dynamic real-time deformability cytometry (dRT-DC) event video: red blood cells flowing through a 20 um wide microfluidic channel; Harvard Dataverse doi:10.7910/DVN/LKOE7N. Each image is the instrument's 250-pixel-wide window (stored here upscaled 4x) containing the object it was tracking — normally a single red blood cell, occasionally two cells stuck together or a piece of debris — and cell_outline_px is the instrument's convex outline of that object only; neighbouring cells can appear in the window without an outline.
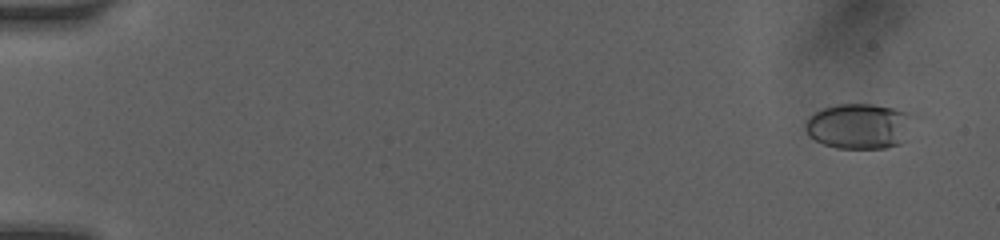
{"species": "human", "species_latin": "Homo sapiens", "temperature_condition": "room temperature", "stored_images_in_passage": 51, "camera_frame_rate_fps": 3000, "um_per_image_px": 0.085, "donor": {"sex": "female"}, "frame": {"image": 1, "passage_image": 3, "time_ms": 0.667, "image_size_px": [1000, 240], "cell_outline_px": [[920, 116], [908, 140], [900, 144], [884, 148], [836, 148], [824, 144], [808, 136], [804, 128], [804, 124], [808, 116], [824, 108], [836, 104], [872, 104], [892, 108], [908, 112]], "centroid_in_image_um": [73.15, 10.72], "position_along_channel_um": 11.9, "area_um2": 29.59}}
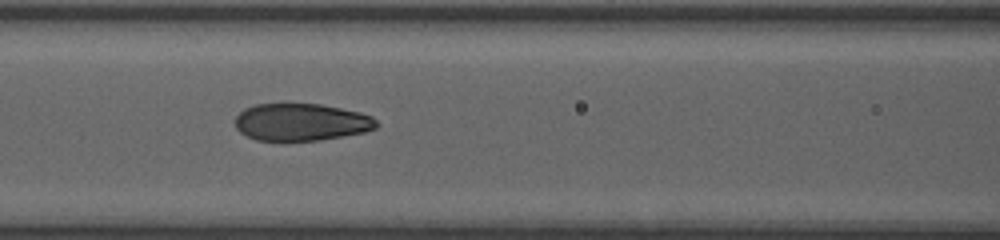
{"frame": {"image": 2, "passage_image": 24, "time_ms": 7.667, "image_size_px": [1000, 240], "cell_outline_px": [[380, 124], [376, 128], [364, 132], [320, 140], [284, 144], [256, 140], [240, 132], [236, 128], [236, 116], [244, 108], [256, 104], [284, 100], [320, 104], [360, 112], [372, 116]], "centroid_in_image_um": [25.55, 10.37], "position_along_channel_um": 141.1, "area_um2": 32.43}}
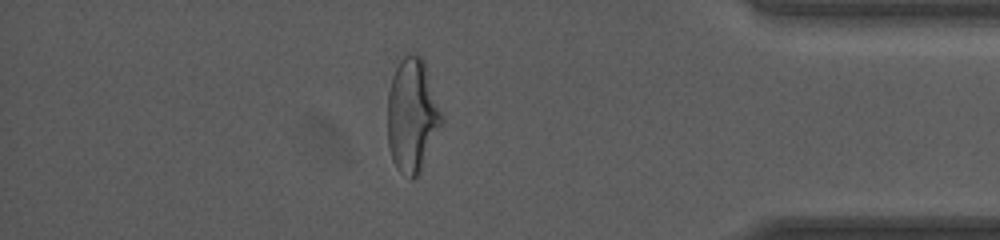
{"frame": {"image": 3, "passage_image": 45, "time_ms": 14.667, "image_size_px": [1000, 240], "cell_outline_px": [[444, 120], [420, 172], [412, 180], [408, 180], [396, 168], [392, 160], [388, 144], [388, 92], [392, 76], [400, 60], [408, 52], [416, 52], [424, 60], [444, 116]], "centroid_in_image_um": [35.04, 9.8], "position_along_channel_um": 400.2, "area_um2": 36.36}, "authors_computed_cell_mechanics": {"area_um2": 31.9634, "velocity_mm_per_s": 4.113, "shape_relaxation_time_tau1_ms": 3.7678, "shape_relaxation_time_tau2_ms": 0.6925, "deformation_change_tau1": 0.1633, "deformation_change_tau2": 0.053}}